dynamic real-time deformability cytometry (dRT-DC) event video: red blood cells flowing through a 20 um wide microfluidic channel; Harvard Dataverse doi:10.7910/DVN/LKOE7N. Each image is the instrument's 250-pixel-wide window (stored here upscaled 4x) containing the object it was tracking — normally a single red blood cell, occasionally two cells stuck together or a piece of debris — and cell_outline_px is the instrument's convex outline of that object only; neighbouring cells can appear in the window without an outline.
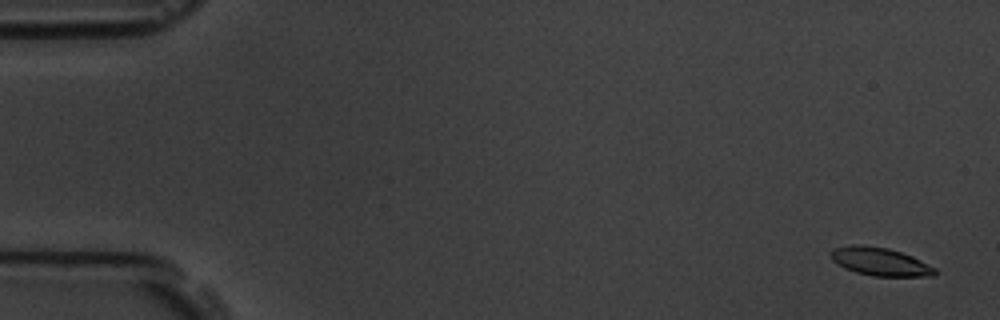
{"species": "common noctule bat (a hibernating species)", "species_latin": "Nyctalus noctula", "temperature_condition": "room temperature", "stored_images_in_passage": 4, "camera_frame_rate_fps": 3000, "um_per_image_px": 0.085, "animal": {"sex": "male", "body_mass_g": 19.5, "forearm_length_mm": 54.6}, "frame": {"image": 1, "passage_image": 1, "time_ms": 0.0, "image_size_px": [1000, 320], "cell_outline_px": [[936, 276], [872, 276], [856, 272], [844, 268], [832, 260], [828, 252], [832, 248], [852, 244], [864, 244], [888, 248], [912, 256], [936, 268]], "centroid_in_image_um": [74.76, 22.22], "position_along_channel_um": 10.2, "area_um2": 17.28}}